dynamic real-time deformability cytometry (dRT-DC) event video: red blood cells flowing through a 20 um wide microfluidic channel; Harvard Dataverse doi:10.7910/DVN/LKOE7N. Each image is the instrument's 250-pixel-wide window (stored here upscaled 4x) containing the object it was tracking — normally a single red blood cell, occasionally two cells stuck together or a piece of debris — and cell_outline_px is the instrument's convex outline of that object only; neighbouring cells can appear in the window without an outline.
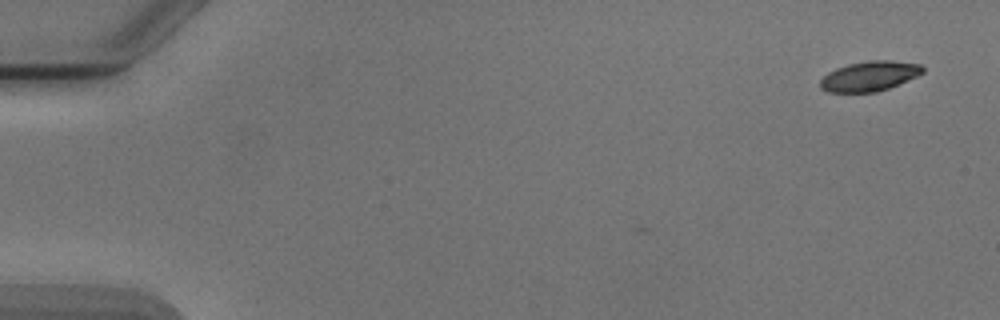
{"species": "Egyptian fruit bat (a non-hibernating species)", "species_latin": "Rousettus aegyptiacus", "temperature_condition": "cold", "stored_images_in_passage": 6, "segment_of_instrument_passage": [1, 2], "camera_frame_rate_fps": 3000, "um_per_image_px": 0.085, "animal": {"sex": "male"}, "frame": {"image": 1, "passage_image": 1, "time_ms": 0.0, "image_size_px": [1000, 320], "cell_outline_px": [[924, 72], [916, 76], [888, 88], [876, 92], [828, 92], [820, 88], [820, 80], [828, 72], [836, 68], [848, 64], [868, 60], [888, 60], [920, 64], [924, 68]], "centroid_in_image_um": [73.88, 6.46], "position_along_channel_um": 11.1, "area_um2": 17.74}}
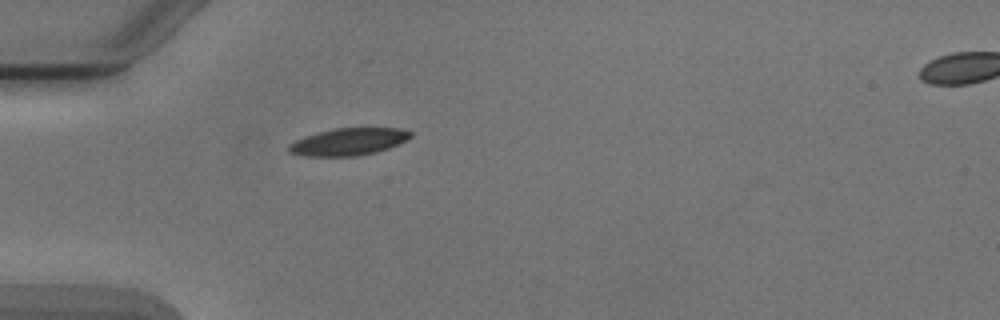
{"frame": {"image": 2, "passage_image": 5, "time_ms": 4.667, "image_size_px": [1000, 320], "cell_outline_px": [[412, 136], [408, 140], [388, 148], [376, 152], [356, 156], [304, 156], [288, 152], [288, 144], [304, 136], [336, 128], [400, 128], [412, 132]], "centroid_in_image_um": [29.63, 12.05], "position_along_channel_um": 55.4, "area_um2": 19.31}}